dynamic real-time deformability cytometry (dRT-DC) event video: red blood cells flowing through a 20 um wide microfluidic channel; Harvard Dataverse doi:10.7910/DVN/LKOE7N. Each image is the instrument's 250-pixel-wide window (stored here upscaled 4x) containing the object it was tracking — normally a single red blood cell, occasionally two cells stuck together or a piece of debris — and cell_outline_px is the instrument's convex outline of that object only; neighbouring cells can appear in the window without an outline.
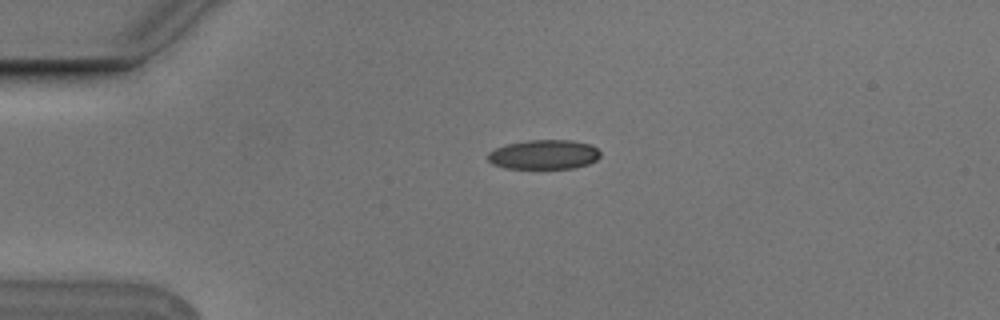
{"species": "Egyptian fruit bat (a non-hibernating species)", "species_latin": "Rousettus aegyptiacus", "temperature_condition": "cold", "stored_images_in_passage": 5, "camera_frame_rate_fps": 3000, "um_per_image_px": 0.085, "animal": {"sex": "male"}, "frame": {"image": 1, "passage_image": 4, "time_ms": 1.0, "image_size_px": [1000, 320], "cell_outline_px": [[600, 156], [596, 160], [588, 164], [572, 168], [504, 168], [492, 164], [488, 160], [488, 152], [504, 144], [524, 140], [572, 140], [592, 144], [600, 152]], "centroid_in_image_um": [46.22, 13.12], "position_along_channel_um": 38.8, "area_um2": 19.48}}